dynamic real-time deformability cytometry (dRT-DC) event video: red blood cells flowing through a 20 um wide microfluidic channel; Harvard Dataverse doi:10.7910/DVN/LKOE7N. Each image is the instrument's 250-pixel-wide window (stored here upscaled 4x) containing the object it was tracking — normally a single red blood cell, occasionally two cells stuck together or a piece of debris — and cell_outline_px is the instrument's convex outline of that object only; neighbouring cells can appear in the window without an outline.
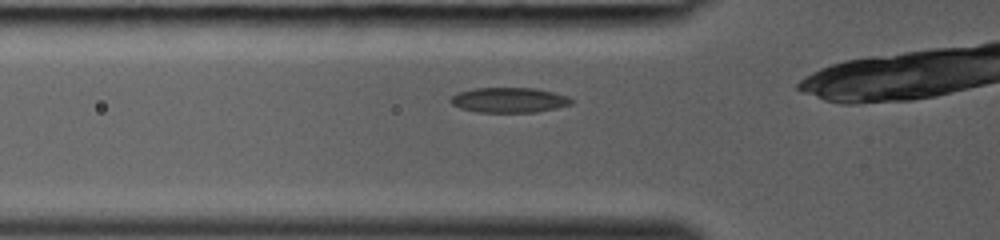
{"species": "common noctule bat (a hibernating species)", "species_latin": "Nyctalus noctula", "temperature_condition": "room temperature", "stored_images_in_passage": 24, "camera_frame_rate_fps": 3000, "um_per_image_px": 0.085, "animal": {"sex": "female", "body_mass_g": 19.0, "forearm_length_mm": 53.3}, "frame": {"image": 1, "passage_image": 3, "time_ms": 0.667, "image_size_px": [1000, 240], "cell_outline_px": [[572, 104], [556, 108], [536, 112], [476, 112], [460, 108], [452, 104], [448, 100], [456, 92], [472, 88], [536, 88], [568, 96], [572, 100]], "centroid_in_image_um": [43.23, 8.5], "position_along_channel_um": 82.6, "area_um2": 17.74}}
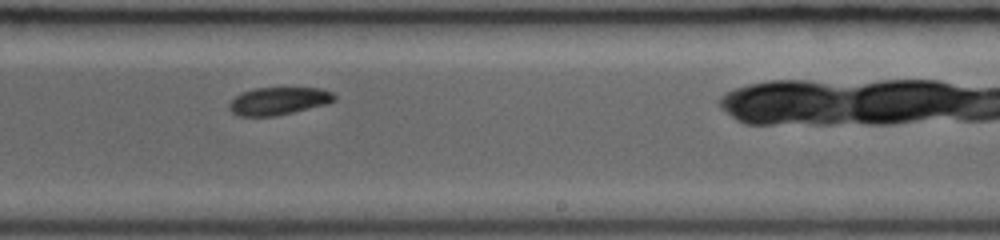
{"frame": {"image": 2, "passage_image": 14, "time_ms": 4.333, "image_size_px": [1000, 240], "cell_outline_px": [[336, 100], [328, 104], [276, 116], [236, 116], [228, 108], [228, 104], [236, 96], [244, 92], [256, 88], [320, 88], [332, 92], [336, 96]], "centroid_in_image_um": [23.7, 8.59], "position_along_channel_um": 265.3, "area_um2": 16.99}}
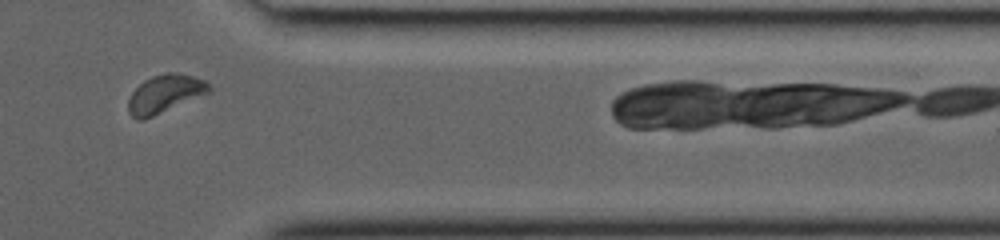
{"frame": {"image": 3, "passage_image": 22, "time_ms": 7.0, "image_size_px": [1000, 240], "cell_outline_px": [[212, 88], [208, 92], [144, 120], [136, 120], [128, 112], [128, 100], [132, 92], [144, 80], [152, 76], [168, 72], [176, 72], [192, 76], [204, 80]], "centroid_in_image_um": [13.97, 7.97], "position_along_channel_um": 397.4, "area_um2": 17.63}}